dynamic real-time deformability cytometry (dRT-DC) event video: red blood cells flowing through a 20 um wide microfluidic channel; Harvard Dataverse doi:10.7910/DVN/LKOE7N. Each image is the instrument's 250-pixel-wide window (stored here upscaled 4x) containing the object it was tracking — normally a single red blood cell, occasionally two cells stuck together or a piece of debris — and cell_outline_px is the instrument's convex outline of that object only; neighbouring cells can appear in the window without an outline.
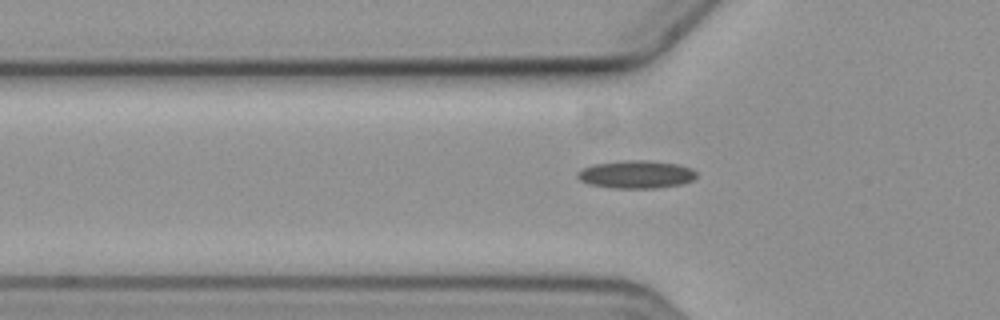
{"species": "common noctule bat (a hibernating species)", "species_latin": "Nyctalus noctula", "temperature_condition": "cold", "stored_images_in_passage": 42, "camera_frame_rate_fps": 3000, "um_per_image_px": 0.085, "animal": {"sex": "female", "body_mass_g": 19.3, "forearm_length_mm": 54.1}, "frame": {"image": 1, "passage_image": 6, "time_ms": 1.667, "image_size_px": [1000, 320], "cell_outline_px": [[696, 176], [692, 180], [680, 184], [656, 188], [612, 188], [588, 184], [580, 180], [576, 176], [576, 172], [592, 164], [624, 160], [648, 160], [676, 164], [692, 168], [696, 172]], "centroid_in_image_um": [54.04, 14.82], "position_along_channel_um": 71.8, "area_um2": 19.36}}
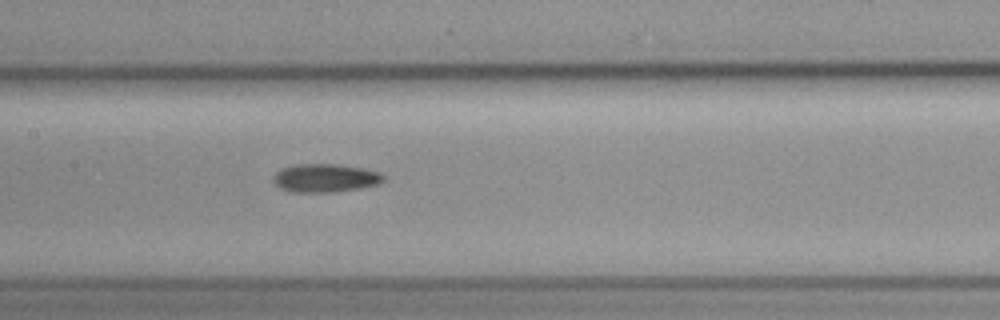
{"frame": {"image": 2, "passage_image": 15, "time_ms": 4.667, "image_size_px": [1000, 320], "cell_outline_px": [[384, 180], [380, 184], [360, 188], [332, 192], [292, 192], [280, 188], [272, 180], [272, 176], [280, 168], [296, 164], [340, 164], [364, 168], [380, 172], [384, 176]], "centroid_in_image_um": [27.64, 15.12], "position_along_channel_um": 179.8, "area_um2": 18.44}}
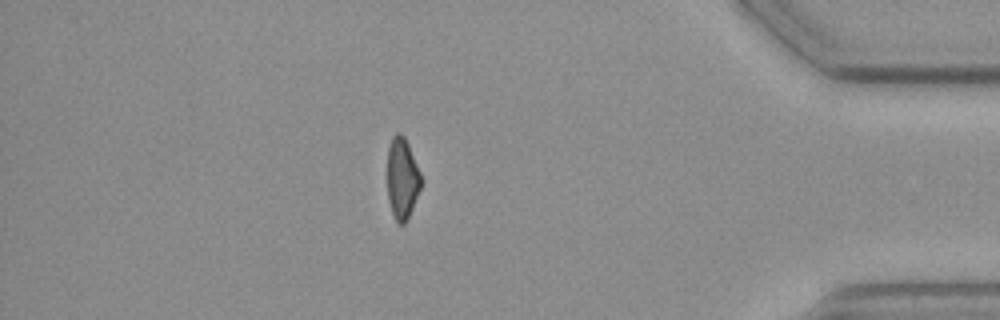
{"frame": {"image": 3, "passage_image": 37, "time_ms": 12.0, "image_size_px": [1000, 320], "cell_outline_px": [[424, 180], [408, 220], [404, 224], [396, 224], [388, 200], [388, 148], [392, 136], [396, 132], [400, 132], [404, 136], [408, 144]], "centroid_in_image_um": [34.21, 15.19], "position_along_channel_um": 401.0, "area_um2": 16.3}, "authors_computed_cell_mechanics": {"area_um2": 17.8313, "velocity_mm_per_s": 3.5875, "shape_relaxation_time_tau1_ms": 9.7361, "shape_relaxation_time_tau2_ms": null, "deformation_change_tau1": 0.1692, "deformation_change_tau2": null}}